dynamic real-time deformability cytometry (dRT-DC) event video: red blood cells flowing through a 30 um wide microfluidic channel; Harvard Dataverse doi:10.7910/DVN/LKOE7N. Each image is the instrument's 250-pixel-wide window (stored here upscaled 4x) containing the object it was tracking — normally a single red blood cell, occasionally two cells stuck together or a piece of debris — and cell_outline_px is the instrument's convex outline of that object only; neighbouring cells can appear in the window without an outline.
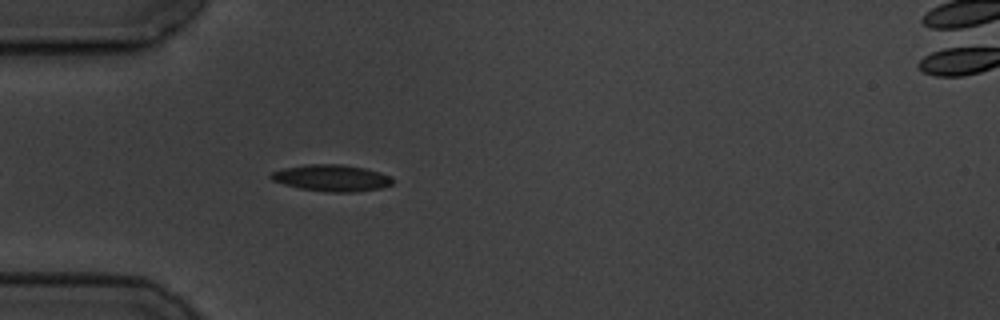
{"species": "common noctule bat (a hibernating species)", "species_latin": "Nyctalus noctula", "temperature_condition": "cold", "stored_images_in_passage": 1, "camera_frame_rate_fps": 3000, "um_per_image_px": 0.085, "animal": {"sex": "male", "body_mass_g": 19.5, "forearm_length_mm": 54.6}, "frame": {"image": 1, "passage_image": 1, "time_ms": 0.0, "image_size_px": [1000, 320], "cell_outline_px": [[392, 184], [380, 188], [356, 192], [328, 192], [300, 188], [284, 184], [272, 180], [268, 176], [272, 172], [284, 168], [304, 164], [340, 164], [364, 168], [380, 172], [388, 176], [392, 180]], "centroid_in_image_um": [28.15, 15.12], "position_along_channel_um": 56.8, "area_um2": 18.73}}